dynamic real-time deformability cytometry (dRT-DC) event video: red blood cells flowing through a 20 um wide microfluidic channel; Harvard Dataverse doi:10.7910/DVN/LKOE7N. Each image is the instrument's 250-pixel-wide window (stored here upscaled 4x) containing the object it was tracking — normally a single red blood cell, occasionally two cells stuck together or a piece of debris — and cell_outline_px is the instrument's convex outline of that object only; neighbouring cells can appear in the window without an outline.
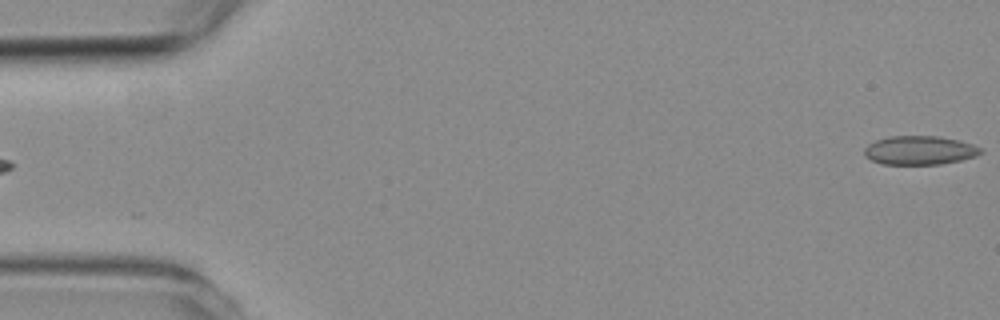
{"species": "common noctule bat (a hibernating species)", "species_latin": "Nyctalus noctula", "temperature_condition": "room temperature", "stored_images_in_passage": 3, "segment_of_instrument_passage": [2, 2], "camera_frame_rate_fps": 3000, "um_per_image_px": 0.085, "animal": {"sex": "female", "body_mass_g": 19.3, "forearm_length_mm": 54.1}, "frame": {"image": 1, "passage_image": 3, "time_ms": 3.333, "image_size_px": [1000, 320], "cell_outline_px": [[984, 152], [976, 156], [960, 160], [940, 164], [880, 164], [864, 156], [864, 148], [868, 144], [876, 140], [892, 136], [940, 136], [960, 140], [972, 144], [980, 148]], "centroid_in_image_um": [78.17, 12.77], "position_along_channel_um": 6.8, "area_um2": 19.59}}